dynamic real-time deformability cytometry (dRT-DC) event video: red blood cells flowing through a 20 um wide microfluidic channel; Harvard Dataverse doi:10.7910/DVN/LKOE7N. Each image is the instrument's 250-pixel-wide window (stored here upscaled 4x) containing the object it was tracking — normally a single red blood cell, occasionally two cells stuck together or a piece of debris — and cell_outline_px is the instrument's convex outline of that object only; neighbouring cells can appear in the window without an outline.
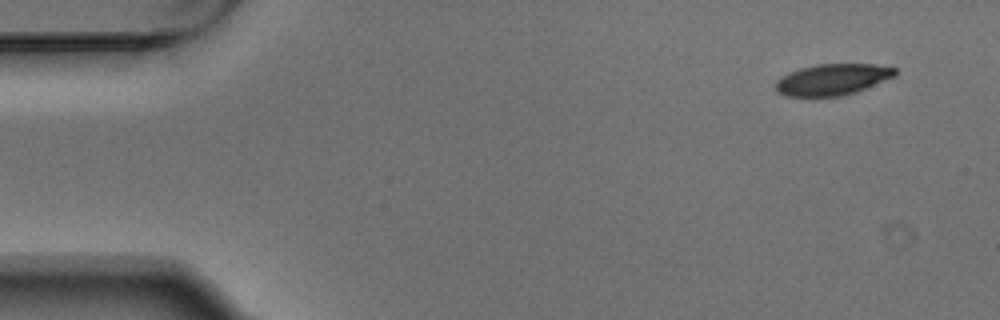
{"species": "Egyptian fruit bat (a non-hibernating species)", "species_latin": "Rousettus aegyptiacus", "temperature_condition": "warm", "stored_images_in_passage": 4, "camera_frame_rate_fps": 3000, "um_per_image_px": 0.085, "animal": {"sex": "male"}, "frame": {"image": 1, "passage_image": 1, "time_ms": 0.0, "image_size_px": [1000, 320], "cell_outline_px": [[896, 76], [856, 92], [840, 96], [788, 96], [776, 92], [776, 80], [780, 76], [800, 68], [816, 64], [876, 64], [896, 68]], "centroid_in_image_um": [70.76, 6.75], "position_along_channel_um": 14.2, "area_um2": 21.79}}
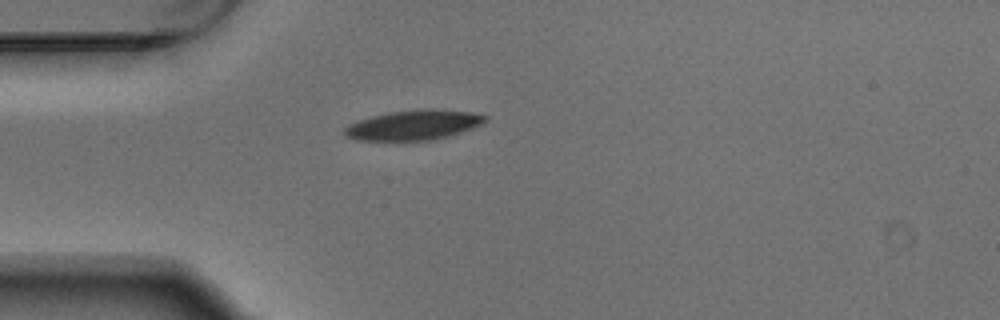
{"frame": {"image": 2, "passage_image": 4, "time_ms": 1.0, "image_size_px": [1000, 320], "cell_outline_px": [[488, 120], [472, 128], [448, 136], [432, 140], [356, 140], [344, 136], [344, 128], [348, 124], [356, 120], [388, 112], [424, 108], [432, 108], [472, 112], [488, 116]], "centroid_in_image_um": [35.14, 10.61], "position_along_channel_um": 49.9, "area_um2": 24.68}}